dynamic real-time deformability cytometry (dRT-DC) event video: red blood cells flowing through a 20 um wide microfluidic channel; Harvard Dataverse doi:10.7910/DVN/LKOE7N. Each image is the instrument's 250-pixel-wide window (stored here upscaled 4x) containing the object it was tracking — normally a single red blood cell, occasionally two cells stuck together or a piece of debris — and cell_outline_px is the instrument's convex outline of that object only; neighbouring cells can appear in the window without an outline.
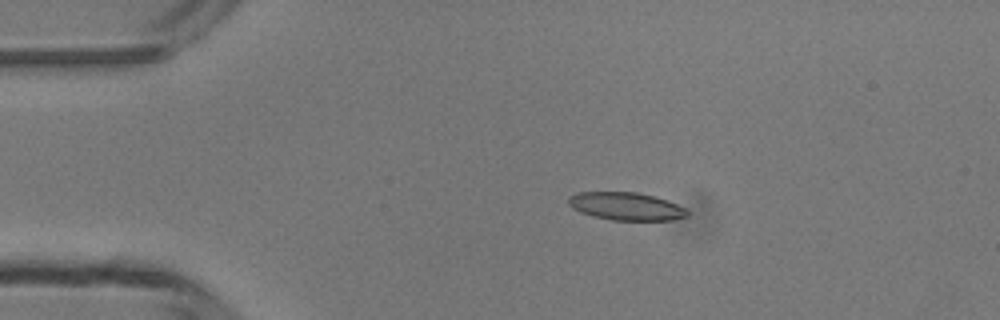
{"species": "common noctule bat (a hibernating species)", "species_latin": "Nyctalus noctula", "temperature_condition": "room temperature", "stored_images_in_passage": 3, "camera_frame_rate_fps": 3000, "um_per_image_px": 0.085, "animal": {"sex": "male", "body_mass_g": 13.3}, "frame": {"image": 1, "passage_image": 2, "time_ms": 1.333, "image_size_px": [1000, 320], "cell_outline_px": [[688, 216], [672, 220], [612, 220], [592, 216], [580, 212], [572, 208], [568, 204], [568, 196], [576, 192], [636, 192], [656, 196], [688, 208]], "centroid_in_image_um": [53.22, 17.53], "position_along_channel_um": 31.8, "area_um2": 19.54}}